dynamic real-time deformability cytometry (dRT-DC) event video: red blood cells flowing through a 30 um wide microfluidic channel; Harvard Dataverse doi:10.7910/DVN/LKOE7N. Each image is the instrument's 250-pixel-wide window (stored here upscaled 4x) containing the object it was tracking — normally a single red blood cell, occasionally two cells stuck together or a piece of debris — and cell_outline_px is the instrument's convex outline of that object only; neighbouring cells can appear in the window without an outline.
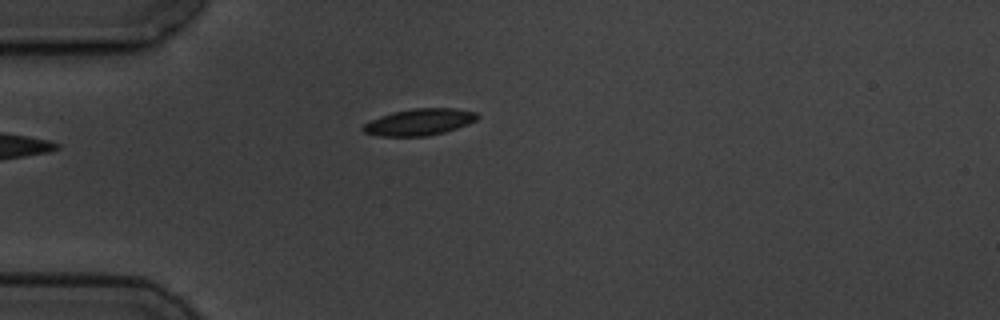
{"species": "common noctule bat (a hibernating species)", "species_latin": "Nyctalus noctula", "temperature_condition": "cold", "stored_images_in_passage": 4, "camera_frame_rate_fps": 3000, "um_per_image_px": 0.085, "animal": {"sex": "male", "body_mass_g": 19.5, "forearm_length_mm": 54.6}, "frame": {"image": 1, "passage_image": 1, "time_ms": 0.0, "image_size_px": [1000, 320], "cell_outline_px": [[480, 116], [476, 120], [468, 124], [444, 132], [428, 136], [380, 136], [364, 132], [360, 128], [364, 124], [380, 116], [392, 112], [412, 108], [456, 108], [476, 112]], "centroid_in_image_um": [35.65, 10.36], "position_along_channel_um": 49.3, "area_um2": 17.74}}
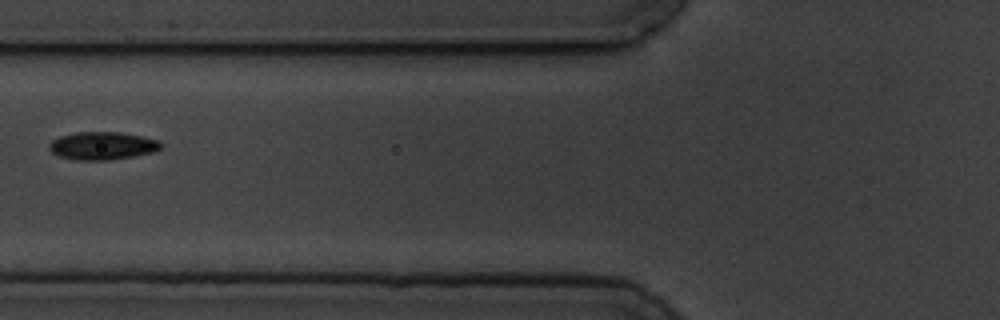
{"frame": {"image": 2, "passage_image": 3, "time_ms": 2.333, "image_size_px": [1000, 320], "cell_outline_px": [[164, 144], [160, 148], [152, 152], [132, 156], [108, 160], [80, 160], [60, 156], [52, 152], [48, 148], [48, 144], [52, 140], [60, 136], [76, 132], [120, 132], [160, 140]], "centroid_in_image_um": [8.7, 12.38], "position_along_channel_um": 117.1, "area_um2": 18.03}}
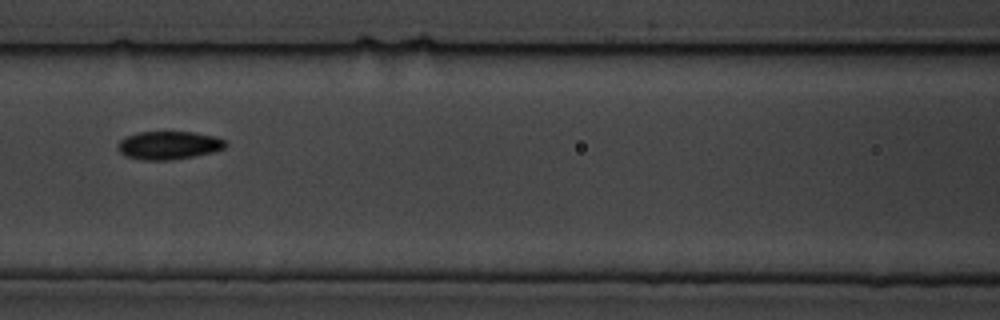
{"frame": {"image": 3, "passage_image": 4, "time_ms": 3.333, "image_size_px": [1000, 320], "cell_outline_px": [[228, 144], [224, 148], [212, 152], [192, 156], [168, 160], [144, 160], [124, 156], [120, 152], [116, 144], [120, 140], [136, 132], [196, 132], [216, 136], [224, 140]], "centroid_in_image_um": [14.33, 12.34], "position_along_channel_um": 152.3, "area_um2": 17.69}}